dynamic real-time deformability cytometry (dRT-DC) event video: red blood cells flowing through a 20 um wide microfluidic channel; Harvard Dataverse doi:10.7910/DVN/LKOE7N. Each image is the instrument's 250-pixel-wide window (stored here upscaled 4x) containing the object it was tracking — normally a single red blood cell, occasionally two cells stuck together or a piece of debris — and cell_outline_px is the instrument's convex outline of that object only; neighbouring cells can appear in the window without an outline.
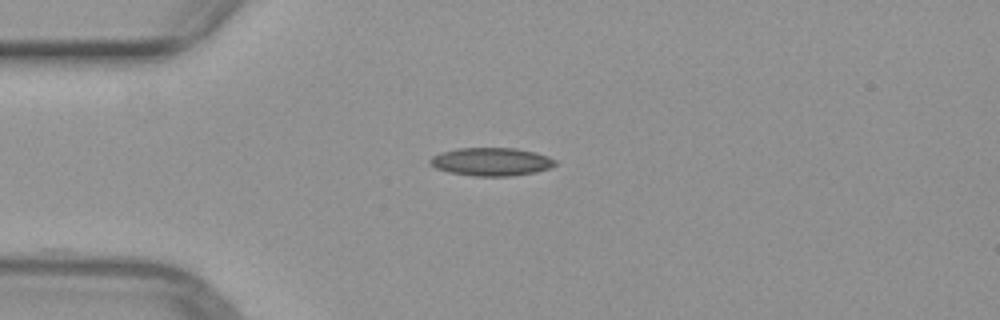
{"species": "common noctule bat (a hibernating species)", "species_latin": "Nyctalus noctula", "temperature_condition": "warm", "stored_images_in_passage": 39, "camera_frame_rate_fps": 3000, "um_per_image_px": 0.085, "animal": {"sex": "female", "body_mass_g": 29.2, "forearm_length_mm": 56.3}, "frame": {"image": 1, "passage_image": 1, "time_ms": 0.0, "image_size_px": [1000, 320], "cell_outline_px": [[556, 164], [548, 168], [536, 172], [508, 176], [472, 176], [448, 172], [436, 168], [428, 164], [428, 160], [432, 156], [456, 148], [516, 148], [536, 152], [548, 156], [556, 160]], "centroid_in_image_um": [41.74, 13.74], "position_along_channel_um": 43.3, "area_um2": 20.58}}
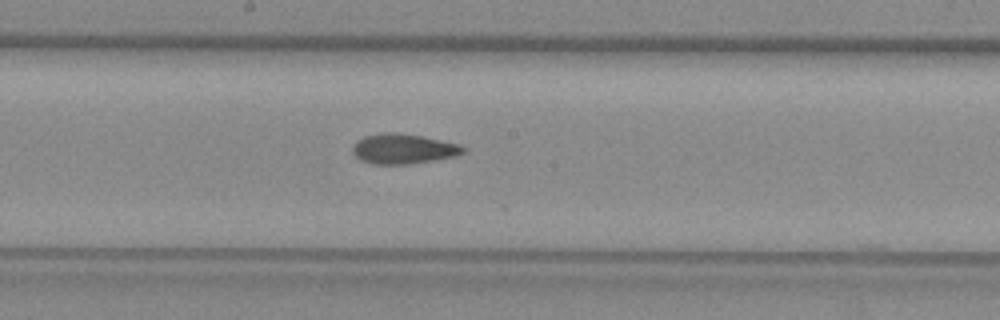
{"frame": {"image": 2, "passage_image": 15, "time_ms": 4.667, "image_size_px": [1000, 320], "cell_outline_px": [[464, 152], [456, 156], [408, 164], [372, 164], [360, 160], [352, 152], [352, 144], [356, 140], [364, 136], [384, 132], [396, 132], [420, 136], [460, 144], [464, 148]], "centroid_in_image_um": [34.22, 12.65], "position_along_channel_um": 214.0, "area_um2": 19.31}}
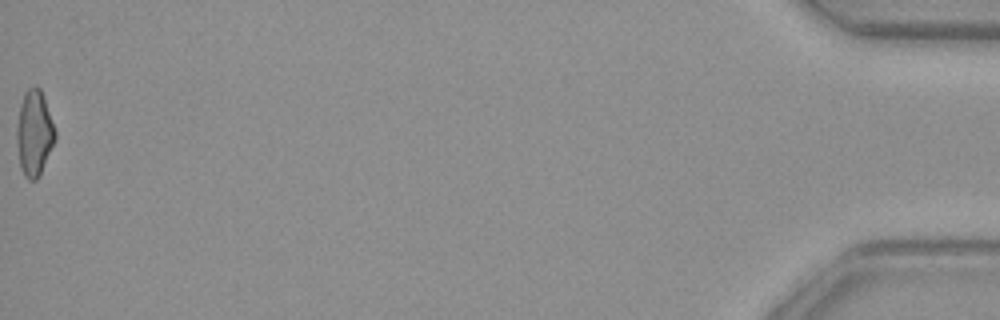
{"frame": {"image": 3, "passage_image": 39, "time_ms": 12.667, "image_size_px": [1000, 320], "cell_outline_px": [[56, 140], [40, 176], [36, 180], [28, 180], [24, 176], [20, 168], [16, 144], [16, 128], [20, 104], [24, 92], [28, 88], [36, 84], [40, 88], [44, 96], [56, 132]], "centroid_in_image_um": [2.91, 11.33], "position_along_channel_um": 432.3, "area_um2": 19.65}}